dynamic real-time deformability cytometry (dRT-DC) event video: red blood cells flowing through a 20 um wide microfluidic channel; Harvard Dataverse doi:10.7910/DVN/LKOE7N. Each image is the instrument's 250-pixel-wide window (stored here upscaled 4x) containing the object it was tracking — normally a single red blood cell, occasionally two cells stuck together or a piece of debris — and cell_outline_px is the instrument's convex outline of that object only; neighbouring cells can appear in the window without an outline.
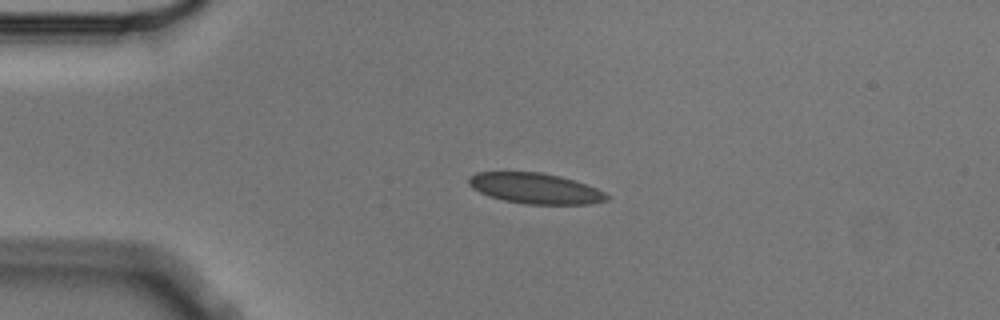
{"species": "Egyptian fruit bat (a non-hibernating species)", "species_latin": "Rousettus aegyptiacus", "temperature_condition": "cold", "stored_images_in_passage": 13, "camera_frame_rate_fps": 3000, "um_per_image_px": 0.085, "animal": {"sex": "male"}, "frame": {"image": 1, "passage_image": 2, "time_ms": 0.333, "image_size_px": [1000, 320], "cell_outline_px": [[608, 200], [588, 204], [528, 204], [504, 200], [488, 196], [472, 188], [468, 184], [468, 176], [476, 172], [540, 172], [560, 176], [596, 188], [604, 192], [608, 196]], "centroid_in_image_um": [45.45, 16.01], "position_along_channel_um": 39.5, "area_um2": 24.45}}
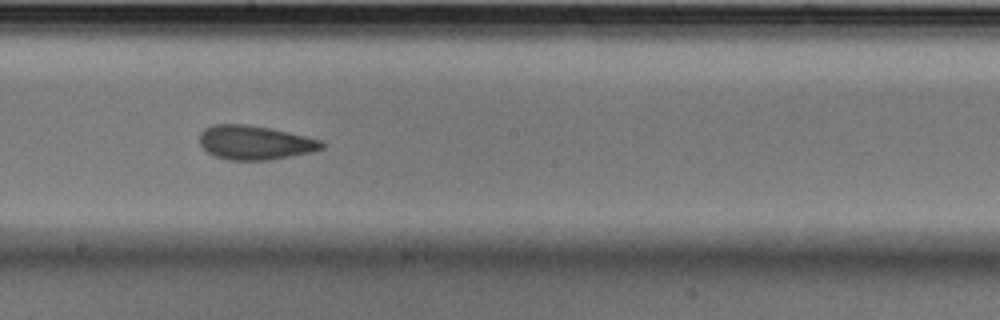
{"frame": {"image": 2, "passage_image": 7, "time_ms": 2.0, "image_size_px": [1000, 320], "cell_outline_px": [[324, 148], [312, 152], [268, 160], [228, 160], [216, 156], [208, 152], [200, 144], [200, 132], [204, 128], [212, 124], [244, 124], [268, 128], [288, 132], [320, 140], [324, 144]], "centroid_in_image_um": [21.64, 12.12], "position_along_channel_um": 226.6, "area_um2": 24.1}}
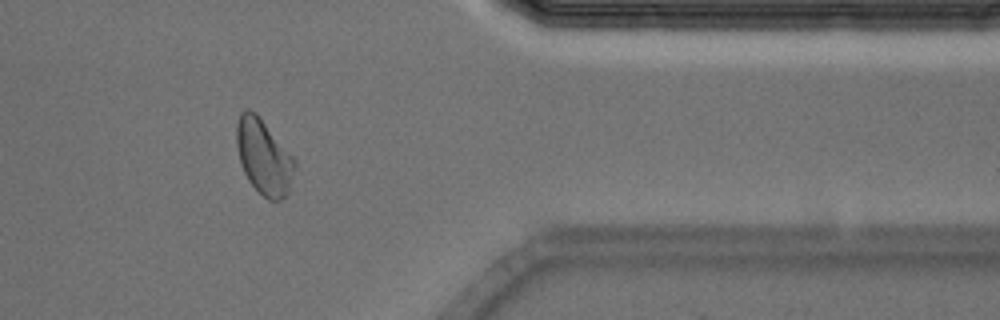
{"frame": {"image": 3, "passage_image": 11, "time_ms": 3.333, "image_size_px": [1000, 320], "cell_outline_px": [[296, 164], [288, 192], [280, 200], [268, 200], [248, 180], [240, 164], [236, 144], [236, 124], [240, 112], [244, 108], [248, 108], [256, 112], [296, 160]], "centroid_in_image_um": [22.39, 13.29], "position_along_channel_um": 389.0, "area_um2": 25.43}}